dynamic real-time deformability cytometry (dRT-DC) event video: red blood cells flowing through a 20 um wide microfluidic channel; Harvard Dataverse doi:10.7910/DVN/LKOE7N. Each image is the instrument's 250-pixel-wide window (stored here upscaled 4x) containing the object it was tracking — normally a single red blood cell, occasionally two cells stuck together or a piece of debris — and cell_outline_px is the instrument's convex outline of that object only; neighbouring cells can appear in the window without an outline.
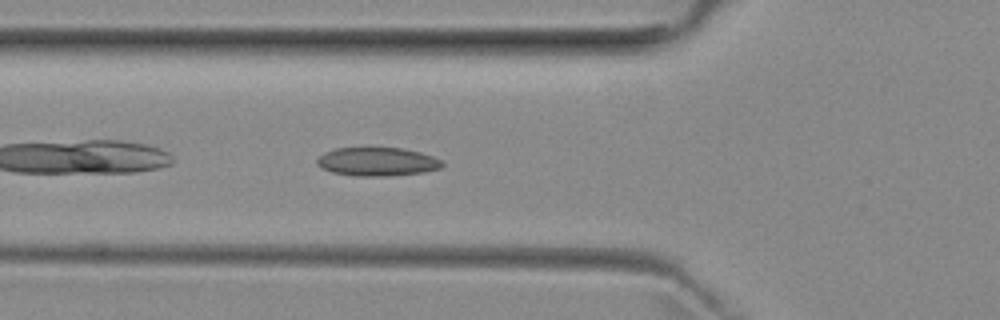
{"species": "common noctule bat (a hibernating species)", "species_latin": "Nyctalus noctula", "temperature_condition": "room temperature", "stored_images_in_passage": 32, "camera_frame_rate_fps": 3000, "um_per_image_px": 0.085, "animal": {"sex": "female", "body_mass_g": 29.2, "forearm_length_mm": 56.3}, "frame": {"image": 1, "passage_image": 4, "time_ms": 1.0, "image_size_px": [1000, 320], "cell_outline_px": [[444, 164], [440, 168], [424, 172], [392, 176], [352, 176], [332, 172], [320, 168], [316, 164], [316, 160], [324, 152], [336, 148], [404, 148], [420, 152], [432, 156], [440, 160]], "centroid_in_image_um": [32.04, 13.75], "position_along_channel_um": 93.8, "area_um2": 20.98}}
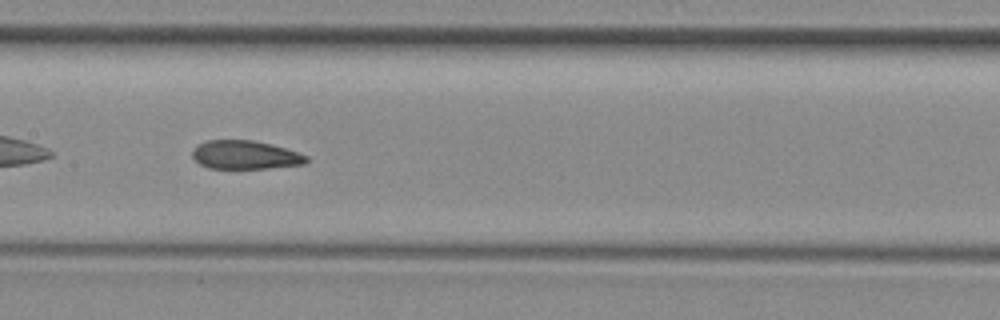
{"frame": {"image": 2, "passage_image": 11, "time_ms": 3.333, "image_size_px": [1000, 320], "cell_outline_px": [[308, 160], [304, 164], [268, 168], [208, 168], [200, 164], [192, 156], [192, 152], [200, 144], [208, 140], [252, 140], [272, 144], [308, 156]], "centroid_in_image_um": [20.85, 13.17], "position_along_channel_um": 186.5, "area_um2": 18.73}}
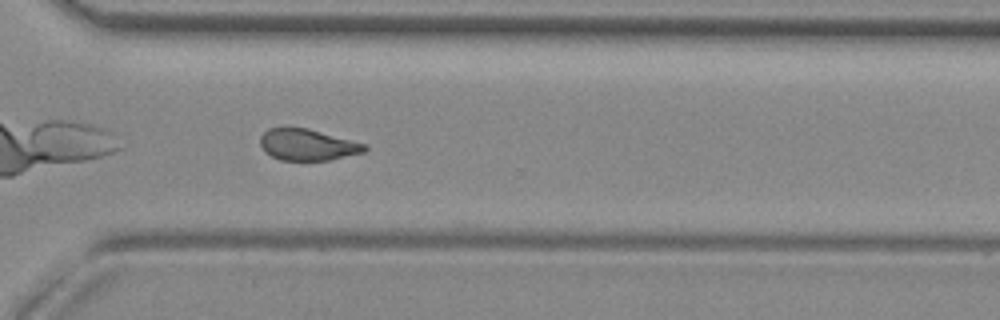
{"frame": {"image": 3, "passage_image": 23, "time_ms": 7.333, "image_size_px": [1000, 320], "cell_outline_px": [[368, 148], [364, 152], [332, 160], [280, 160], [264, 152], [260, 144], [260, 136], [268, 128], [308, 128], [368, 144]], "centroid_in_image_um": [26.17, 12.31], "position_along_channel_um": 344.4, "area_um2": 19.25}, "authors_computed_cell_mechanics": {"area_um2": 19.9121, "velocity_mm_per_s": 3.9657, "shape_relaxation_time_tau1_ms": null, "shape_relaxation_time_tau2_ms": 1.7808, "deformation_change_tau1": null, "deformation_change_tau2": 0.0849}}